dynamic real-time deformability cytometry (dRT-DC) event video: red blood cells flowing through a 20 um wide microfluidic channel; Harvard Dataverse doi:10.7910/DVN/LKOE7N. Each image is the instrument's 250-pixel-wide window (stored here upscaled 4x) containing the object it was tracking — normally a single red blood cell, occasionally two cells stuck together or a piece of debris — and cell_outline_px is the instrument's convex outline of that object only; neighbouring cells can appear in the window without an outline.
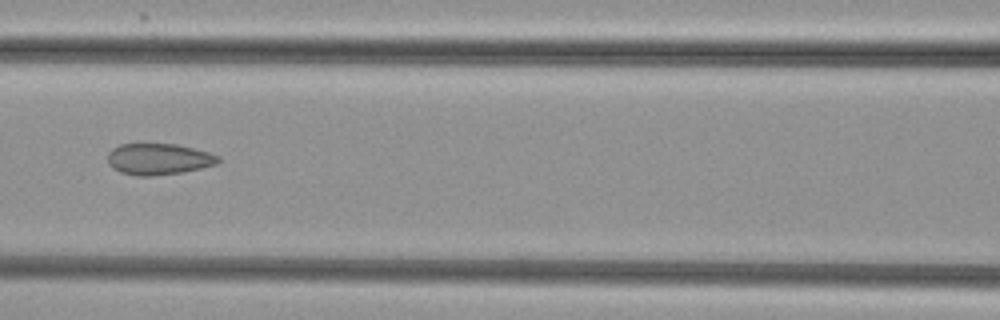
{"species": "common noctule bat (a hibernating species)", "species_latin": "Nyctalus noctula", "temperature_condition": "cold", "stored_images_in_passage": 7, "camera_frame_rate_fps": 3000, "um_per_image_px": 0.085, "animal": {"sex": "female", "body_mass_g": 29.2, "forearm_length_mm": 56.3}, "frame": {"image": 1, "passage_image": 7, "time_ms": 7.0, "image_size_px": [1000, 320], "cell_outline_px": [[220, 160], [216, 164], [200, 168], [180, 172], [152, 176], [136, 176], [120, 172], [112, 168], [108, 164], [108, 152], [112, 148], [120, 144], [176, 144], [208, 152], [220, 156]], "centroid_in_image_um": [13.44, 13.52], "position_along_channel_um": 153.2, "area_um2": 20.11}}